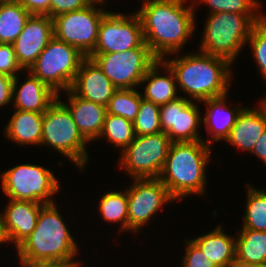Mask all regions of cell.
Segmentation results:
<instances>
[{"label":"cell","instance_id":"obj_38","mask_svg":"<svg viewBox=\"0 0 266 267\" xmlns=\"http://www.w3.org/2000/svg\"><path fill=\"white\" fill-rule=\"evenodd\" d=\"M31 15H48L50 0H17Z\"/></svg>","mask_w":266,"mask_h":267},{"label":"cell","instance_id":"obj_4","mask_svg":"<svg viewBox=\"0 0 266 267\" xmlns=\"http://www.w3.org/2000/svg\"><path fill=\"white\" fill-rule=\"evenodd\" d=\"M55 203L44 204L41 207L35 229L16 248L19 260H66L76 256V241Z\"/></svg>","mask_w":266,"mask_h":267},{"label":"cell","instance_id":"obj_26","mask_svg":"<svg viewBox=\"0 0 266 267\" xmlns=\"http://www.w3.org/2000/svg\"><path fill=\"white\" fill-rule=\"evenodd\" d=\"M236 259L266 265V232L240 229L236 236Z\"/></svg>","mask_w":266,"mask_h":267},{"label":"cell","instance_id":"obj_41","mask_svg":"<svg viewBox=\"0 0 266 267\" xmlns=\"http://www.w3.org/2000/svg\"><path fill=\"white\" fill-rule=\"evenodd\" d=\"M229 267H266V265L253 264L235 258Z\"/></svg>","mask_w":266,"mask_h":267},{"label":"cell","instance_id":"obj_14","mask_svg":"<svg viewBox=\"0 0 266 267\" xmlns=\"http://www.w3.org/2000/svg\"><path fill=\"white\" fill-rule=\"evenodd\" d=\"M198 105L186 97H178L160 106V122L172 142L204 141L200 138L198 127L201 112Z\"/></svg>","mask_w":266,"mask_h":267},{"label":"cell","instance_id":"obj_15","mask_svg":"<svg viewBox=\"0 0 266 267\" xmlns=\"http://www.w3.org/2000/svg\"><path fill=\"white\" fill-rule=\"evenodd\" d=\"M53 37V19L48 15H31L13 43L21 68L28 72Z\"/></svg>","mask_w":266,"mask_h":267},{"label":"cell","instance_id":"obj_21","mask_svg":"<svg viewBox=\"0 0 266 267\" xmlns=\"http://www.w3.org/2000/svg\"><path fill=\"white\" fill-rule=\"evenodd\" d=\"M227 96L228 94H225L220 97L201 101L207 107L203 122L207 132L212 135V139L206 142L210 146L213 141H225L229 136L230 130L236 123L238 114L243 109L242 106L240 108H230L226 103Z\"/></svg>","mask_w":266,"mask_h":267},{"label":"cell","instance_id":"obj_40","mask_svg":"<svg viewBox=\"0 0 266 267\" xmlns=\"http://www.w3.org/2000/svg\"><path fill=\"white\" fill-rule=\"evenodd\" d=\"M251 153L259 157L261 160H263V162L266 163V130L263 132L262 136L255 143Z\"/></svg>","mask_w":266,"mask_h":267},{"label":"cell","instance_id":"obj_43","mask_svg":"<svg viewBox=\"0 0 266 267\" xmlns=\"http://www.w3.org/2000/svg\"><path fill=\"white\" fill-rule=\"evenodd\" d=\"M260 102H261V103L265 106V108H266V97L263 98V100H261Z\"/></svg>","mask_w":266,"mask_h":267},{"label":"cell","instance_id":"obj_12","mask_svg":"<svg viewBox=\"0 0 266 267\" xmlns=\"http://www.w3.org/2000/svg\"><path fill=\"white\" fill-rule=\"evenodd\" d=\"M144 43L142 23L137 13H108L102 18L92 53H116L138 48Z\"/></svg>","mask_w":266,"mask_h":267},{"label":"cell","instance_id":"obj_16","mask_svg":"<svg viewBox=\"0 0 266 267\" xmlns=\"http://www.w3.org/2000/svg\"><path fill=\"white\" fill-rule=\"evenodd\" d=\"M7 205L0 213V235L3 243L13 242L17 248L35 229L44 204L10 199Z\"/></svg>","mask_w":266,"mask_h":267},{"label":"cell","instance_id":"obj_25","mask_svg":"<svg viewBox=\"0 0 266 267\" xmlns=\"http://www.w3.org/2000/svg\"><path fill=\"white\" fill-rule=\"evenodd\" d=\"M30 16L17 0H0V43L13 44Z\"/></svg>","mask_w":266,"mask_h":267},{"label":"cell","instance_id":"obj_39","mask_svg":"<svg viewBox=\"0 0 266 267\" xmlns=\"http://www.w3.org/2000/svg\"><path fill=\"white\" fill-rule=\"evenodd\" d=\"M14 78L0 74V107L12 102V85Z\"/></svg>","mask_w":266,"mask_h":267},{"label":"cell","instance_id":"obj_2","mask_svg":"<svg viewBox=\"0 0 266 267\" xmlns=\"http://www.w3.org/2000/svg\"><path fill=\"white\" fill-rule=\"evenodd\" d=\"M176 77L177 87L196 102L228 93L231 63L221 57L198 51L173 59H164Z\"/></svg>","mask_w":266,"mask_h":267},{"label":"cell","instance_id":"obj_20","mask_svg":"<svg viewBox=\"0 0 266 267\" xmlns=\"http://www.w3.org/2000/svg\"><path fill=\"white\" fill-rule=\"evenodd\" d=\"M28 73L29 77L27 80L25 79V82H23L20 87H17L19 80L18 76L13 80V106L17 110L44 113L49 105L57 98V93L37 77L33 76L30 72Z\"/></svg>","mask_w":266,"mask_h":267},{"label":"cell","instance_id":"obj_22","mask_svg":"<svg viewBox=\"0 0 266 267\" xmlns=\"http://www.w3.org/2000/svg\"><path fill=\"white\" fill-rule=\"evenodd\" d=\"M162 65V66H161ZM159 67L168 71V75H158ZM148 82L145 87L142 98L153 102L156 105L162 106L170 101L177 99V84L173 70L167 65L164 60H157L146 72L141 84Z\"/></svg>","mask_w":266,"mask_h":267},{"label":"cell","instance_id":"obj_7","mask_svg":"<svg viewBox=\"0 0 266 267\" xmlns=\"http://www.w3.org/2000/svg\"><path fill=\"white\" fill-rule=\"evenodd\" d=\"M86 58L78 48L53 37L28 71L58 94L71 88Z\"/></svg>","mask_w":266,"mask_h":267},{"label":"cell","instance_id":"obj_9","mask_svg":"<svg viewBox=\"0 0 266 267\" xmlns=\"http://www.w3.org/2000/svg\"><path fill=\"white\" fill-rule=\"evenodd\" d=\"M92 59L117 89L138 88L158 60L144 42L140 47L116 53H91Z\"/></svg>","mask_w":266,"mask_h":267},{"label":"cell","instance_id":"obj_44","mask_svg":"<svg viewBox=\"0 0 266 267\" xmlns=\"http://www.w3.org/2000/svg\"><path fill=\"white\" fill-rule=\"evenodd\" d=\"M90 4H94L95 5V0H87Z\"/></svg>","mask_w":266,"mask_h":267},{"label":"cell","instance_id":"obj_3","mask_svg":"<svg viewBox=\"0 0 266 267\" xmlns=\"http://www.w3.org/2000/svg\"><path fill=\"white\" fill-rule=\"evenodd\" d=\"M210 145L204 141L172 142L158 179L176 200L205 193V167L210 160Z\"/></svg>","mask_w":266,"mask_h":267},{"label":"cell","instance_id":"obj_30","mask_svg":"<svg viewBox=\"0 0 266 267\" xmlns=\"http://www.w3.org/2000/svg\"><path fill=\"white\" fill-rule=\"evenodd\" d=\"M142 99V94L135 88L117 89L109 100L107 113L121 116L133 122L138 114Z\"/></svg>","mask_w":266,"mask_h":267},{"label":"cell","instance_id":"obj_5","mask_svg":"<svg viewBox=\"0 0 266 267\" xmlns=\"http://www.w3.org/2000/svg\"><path fill=\"white\" fill-rule=\"evenodd\" d=\"M255 24L244 14L210 13L200 41V52L224 58L232 64L247 43Z\"/></svg>","mask_w":266,"mask_h":267},{"label":"cell","instance_id":"obj_31","mask_svg":"<svg viewBox=\"0 0 266 267\" xmlns=\"http://www.w3.org/2000/svg\"><path fill=\"white\" fill-rule=\"evenodd\" d=\"M133 126L135 136L151 135L162 132L160 106L142 99L136 119L133 121Z\"/></svg>","mask_w":266,"mask_h":267},{"label":"cell","instance_id":"obj_23","mask_svg":"<svg viewBox=\"0 0 266 267\" xmlns=\"http://www.w3.org/2000/svg\"><path fill=\"white\" fill-rule=\"evenodd\" d=\"M43 113L15 110L5 127V135L19 145H41Z\"/></svg>","mask_w":266,"mask_h":267},{"label":"cell","instance_id":"obj_37","mask_svg":"<svg viewBox=\"0 0 266 267\" xmlns=\"http://www.w3.org/2000/svg\"><path fill=\"white\" fill-rule=\"evenodd\" d=\"M74 259L66 260H44V261H25L19 260L22 267H79L80 261Z\"/></svg>","mask_w":266,"mask_h":267},{"label":"cell","instance_id":"obj_11","mask_svg":"<svg viewBox=\"0 0 266 267\" xmlns=\"http://www.w3.org/2000/svg\"><path fill=\"white\" fill-rule=\"evenodd\" d=\"M95 6L89 4L83 9L53 18L54 37L78 48L87 57L94 51L100 22L108 13Z\"/></svg>","mask_w":266,"mask_h":267},{"label":"cell","instance_id":"obj_35","mask_svg":"<svg viewBox=\"0 0 266 267\" xmlns=\"http://www.w3.org/2000/svg\"><path fill=\"white\" fill-rule=\"evenodd\" d=\"M186 254L183 256V267H217L204 256L200 247L191 239H186Z\"/></svg>","mask_w":266,"mask_h":267},{"label":"cell","instance_id":"obj_18","mask_svg":"<svg viewBox=\"0 0 266 267\" xmlns=\"http://www.w3.org/2000/svg\"><path fill=\"white\" fill-rule=\"evenodd\" d=\"M258 106L259 109L249 107L241 110L225 141L242 151L252 152L266 130V108L261 102Z\"/></svg>","mask_w":266,"mask_h":267},{"label":"cell","instance_id":"obj_36","mask_svg":"<svg viewBox=\"0 0 266 267\" xmlns=\"http://www.w3.org/2000/svg\"><path fill=\"white\" fill-rule=\"evenodd\" d=\"M89 4L87 0H50L49 17L53 19L58 15L83 9Z\"/></svg>","mask_w":266,"mask_h":267},{"label":"cell","instance_id":"obj_1","mask_svg":"<svg viewBox=\"0 0 266 267\" xmlns=\"http://www.w3.org/2000/svg\"><path fill=\"white\" fill-rule=\"evenodd\" d=\"M185 0H147L139 15L144 42L152 54L163 60L165 55L178 54L194 33L195 4L184 6Z\"/></svg>","mask_w":266,"mask_h":267},{"label":"cell","instance_id":"obj_10","mask_svg":"<svg viewBox=\"0 0 266 267\" xmlns=\"http://www.w3.org/2000/svg\"><path fill=\"white\" fill-rule=\"evenodd\" d=\"M172 141L165 132L135 136L119 163L133 179L158 178Z\"/></svg>","mask_w":266,"mask_h":267},{"label":"cell","instance_id":"obj_32","mask_svg":"<svg viewBox=\"0 0 266 267\" xmlns=\"http://www.w3.org/2000/svg\"><path fill=\"white\" fill-rule=\"evenodd\" d=\"M205 3L211 9V14L219 12L239 13L249 16L258 23L264 16L258 12L260 3L258 0H197ZM257 12L259 14H257Z\"/></svg>","mask_w":266,"mask_h":267},{"label":"cell","instance_id":"obj_33","mask_svg":"<svg viewBox=\"0 0 266 267\" xmlns=\"http://www.w3.org/2000/svg\"><path fill=\"white\" fill-rule=\"evenodd\" d=\"M252 49L253 58L258 65L263 79L266 81V18L263 17L252 28L250 37L247 41Z\"/></svg>","mask_w":266,"mask_h":267},{"label":"cell","instance_id":"obj_6","mask_svg":"<svg viewBox=\"0 0 266 267\" xmlns=\"http://www.w3.org/2000/svg\"><path fill=\"white\" fill-rule=\"evenodd\" d=\"M59 98L58 93L43 113L41 145L51 146L83 171L88 162L86 144L89 142L79 132L71 112Z\"/></svg>","mask_w":266,"mask_h":267},{"label":"cell","instance_id":"obj_17","mask_svg":"<svg viewBox=\"0 0 266 267\" xmlns=\"http://www.w3.org/2000/svg\"><path fill=\"white\" fill-rule=\"evenodd\" d=\"M70 90L78 97L107 107L117 88L96 63L87 57L81 63Z\"/></svg>","mask_w":266,"mask_h":267},{"label":"cell","instance_id":"obj_45","mask_svg":"<svg viewBox=\"0 0 266 267\" xmlns=\"http://www.w3.org/2000/svg\"><path fill=\"white\" fill-rule=\"evenodd\" d=\"M1 243H3V240H2L1 235H0V244H1Z\"/></svg>","mask_w":266,"mask_h":267},{"label":"cell","instance_id":"obj_27","mask_svg":"<svg viewBox=\"0 0 266 267\" xmlns=\"http://www.w3.org/2000/svg\"><path fill=\"white\" fill-rule=\"evenodd\" d=\"M99 212L105 221L120 222L121 232L128 230V199L127 191H109L99 202Z\"/></svg>","mask_w":266,"mask_h":267},{"label":"cell","instance_id":"obj_13","mask_svg":"<svg viewBox=\"0 0 266 267\" xmlns=\"http://www.w3.org/2000/svg\"><path fill=\"white\" fill-rule=\"evenodd\" d=\"M127 189L128 230L138 232L161 207L175 199L158 178L133 179ZM154 214V215H153Z\"/></svg>","mask_w":266,"mask_h":267},{"label":"cell","instance_id":"obj_28","mask_svg":"<svg viewBox=\"0 0 266 267\" xmlns=\"http://www.w3.org/2000/svg\"><path fill=\"white\" fill-rule=\"evenodd\" d=\"M100 137L107 138V141L114 143L120 150H125L135 138L133 122L121 116L106 114Z\"/></svg>","mask_w":266,"mask_h":267},{"label":"cell","instance_id":"obj_42","mask_svg":"<svg viewBox=\"0 0 266 267\" xmlns=\"http://www.w3.org/2000/svg\"><path fill=\"white\" fill-rule=\"evenodd\" d=\"M105 1H106V0H95V5H96V4H99V3H100V5H101V4L103 5V3L105 4Z\"/></svg>","mask_w":266,"mask_h":267},{"label":"cell","instance_id":"obj_24","mask_svg":"<svg viewBox=\"0 0 266 267\" xmlns=\"http://www.w3.org/2000/svg\"><path fill=\"white\" fill-rule=\"evenodd\" d=\"M192 240L200 247L204 256L217 267H229L236 258V238L225 234L222 226Z\"/></svg>","mask_w":266,"mask_h":267},{"label":"cell","instance_id":"obj_34","mask_svg":"<svg viewBox=\"0 0 266 267\" xmlns=\"http://www.w3.org/2000/svg\"><path fill=\"white\" fill-rule=\"evenodd\" d=\"M19 71H23L19 65L13 44L0 43V74L15 78Z\"/></svg>","mask_w":266,"mask_h":267},{"label":"cell","instance_id":"obj_8","mask_svg":"<svg viewBox=\"0 0 266 267\" xmlns=\"http://www.w3.org/2000/svg\"><path fill=\"white\" fill-rule=\"evenodd\" d=\"M1 175L2 191L9 199L50 204L52 195L59 192L53 172L39 165H17Z\"/></svg>","mask_w":266,"mask_h":267},{"label":"cell","instance_id":"obj_19","mask_svg":"<svg viewBox=\"0 0 266 267\" xmlns=\"http://www.w3.org/2000/svg\"><path fill=\"white\" fill-rule=\"evenodd\" d=\"M66 93L68 103H63L71 112L79 132L88 142L98 139L107 114V107L78 97L70 89Z\"/></svg>","mask_w":266,"mask_h":267},{"label":"cell","instance_id":"obj_29","mask_svg":"<svg viewBox=\"0 0 266 267\" xmlns=\"http://www.w3.org/2000/svg\"><path fill=\"white\" fill-rule=\"evenodd\" d=\"M247 205L242 229L266 232V191L248 184Z\"/></svg>","mask_w":266,"mask_h":267}]
</instances>
